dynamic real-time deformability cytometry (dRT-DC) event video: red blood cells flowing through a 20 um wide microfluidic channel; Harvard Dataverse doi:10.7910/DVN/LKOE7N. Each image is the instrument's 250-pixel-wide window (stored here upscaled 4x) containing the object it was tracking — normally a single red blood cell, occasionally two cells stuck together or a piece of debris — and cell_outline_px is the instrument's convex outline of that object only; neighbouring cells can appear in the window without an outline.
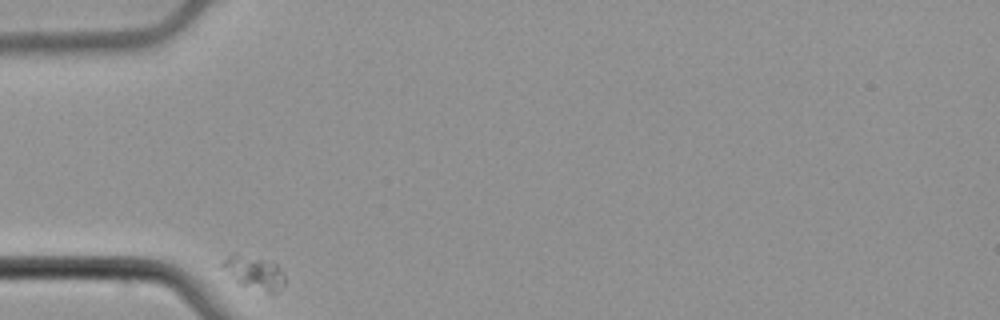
{"species": "common noctule bat (a hibernating species)", "species_latin": "Nyctalus noctula", "temperature_condition": "cold", "stored_images_in_passage": 6, "camera_frame_rate_fps": 3000, "um_per_image_px": 0.085, "animal": {"sex": "male", "body_mass_g": 21.5, "forearm_length_mm": 52.0}, "frame": {"image": 1, "passage_image": 1, "time_ms": 0.0, "image_size_px": [1000, 320], "cell_outline_px": [[284, 284], [276, 292], [268, 292], [236, 284], [220, 264], [232, 252], [236, 252], [272, 260], [284, 272]], "centroid_in_image_um": [21.59, 23.12], "position_along_channel_um": 63.4, "area_um2": 12.48}}
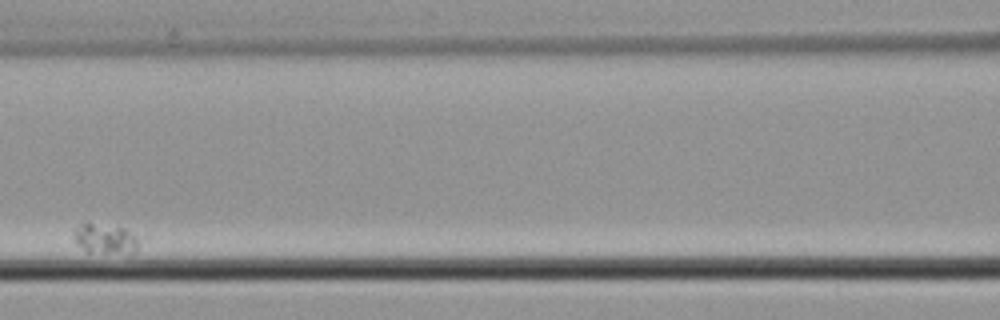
{"frame": {"image": 2, "passage_image": 4, "time_ms": 1.0, "image_size_px": [1000, 320], "cell_outline_px": [[140, 244], [132, 252], [88, 252], [76, 244], [72, 236], [72, 232], [84, 220], [124, 228], [136, 236], [140, 240]], "centroid_in_image_um": [8.87, 20.24], "position_along_channel_um": 157.7, "area_um2": 11.56}}
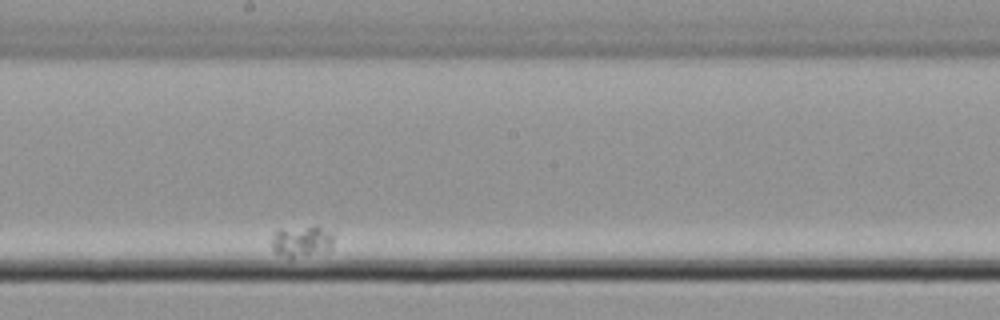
{"frame": {"image": 3, "passage_image": 6, "time_ms": 1.667, "image_size_px": [1000, 320], "cell_outline_px": [[332, 248], [292, 256], [288, 256], [276, 252], [272, 248], [272, 236], [280, 228], [320, 228], [328, 232], [332, 236]], "centroid_in_image_um": [25.57, 20.48], "position_along_channel_um": 222.6, "area_um2": 10.12}}